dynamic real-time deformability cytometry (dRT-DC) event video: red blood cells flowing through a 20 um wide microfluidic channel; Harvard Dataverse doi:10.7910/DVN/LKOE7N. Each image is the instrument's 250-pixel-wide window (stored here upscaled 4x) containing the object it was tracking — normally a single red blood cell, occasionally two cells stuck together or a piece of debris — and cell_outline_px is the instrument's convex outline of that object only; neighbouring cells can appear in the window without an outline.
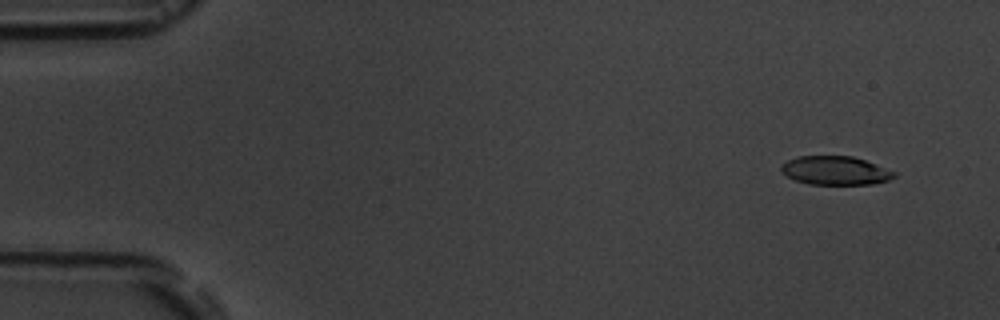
{"species": "common noctule bat (a hibernating species)", "species_latin": "Nyctalus noctula", "temperature_condition": "room temperature", "stored_images_in_passage": 5, "segment_of_instrument_passage": [1, 2], "camera_frame_rate_fps": 3000, "um_per_image_px": 0.085, "animal": {"sex": "male", "body_mass_g": 19.5, "forearm_length_mm": 54.6}, "frame": {"image": 1, "passage_image": 1, "time_ms": 0.0, "image_size_px": [1000, 320], "cell_outline_px": [[896, 176], [888, 180], [872, 184], [808, 184], [796, 180], [780, 172], [780, 164], [796, 156], [852, 156], [876, 164], [896, 172]], "centroid_in_image_um": [70.97, 14.49], "position_along_channel_um": 14.0, "area_um2": 18.9}}
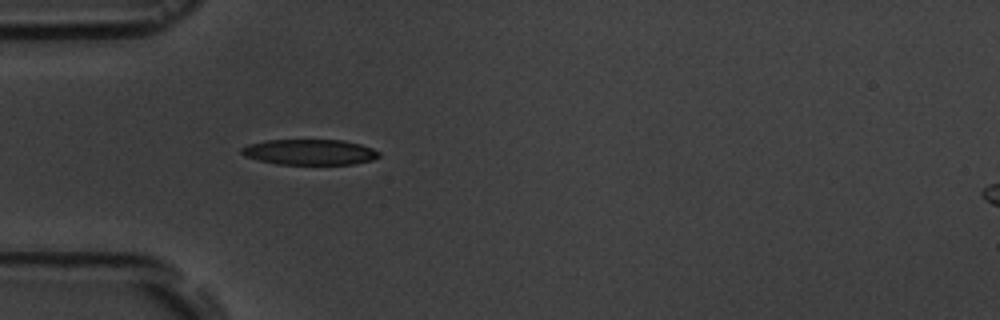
{"frame": {"image": 2, "passage_image": 4, "time_ms": 4.333, "image_size_px": [1000, 320], "cell_outline_px": [[380, 156], [372, 160], [352, 164], [276, 164], [244, 156], [240, 152], [240, 148], [248, 144], [264, 140], [344, 140], [360, 144], [372, 148], [380, 152]], "centroid_in_image_um": [26.31, 12.92], "position_along_channel_um": 58.7, "area_um2": 20.52}}